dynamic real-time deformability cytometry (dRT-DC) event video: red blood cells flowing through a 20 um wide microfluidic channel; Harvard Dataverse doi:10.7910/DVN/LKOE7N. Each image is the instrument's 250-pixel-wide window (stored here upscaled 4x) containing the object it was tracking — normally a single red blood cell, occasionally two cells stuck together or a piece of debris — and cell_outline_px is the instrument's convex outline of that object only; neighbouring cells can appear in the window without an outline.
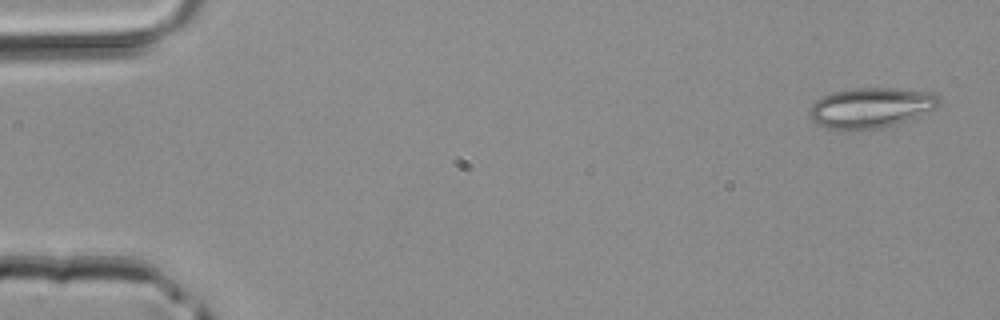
{"species": "common noctule bat (a hibernating species)", "species_latin": "Nyctalus noctula", "temperature_condition": "room temperature", "stored_images_in_passage": 4, "segment_of_instrument_passage": [2, 2], "camera_frame_rate_fps": 3000, "um_per_image_px": 0.085, "animal": {"sex": "male", "body_mass_g": 20.4}, "frame": {"image": 1, "passage_image": 4, "time_ms": 1.0, "image_size_px": [1000, 320], "cell_outline_px": [[940, 104], [936, 108], [896, 124], [880, 128], [860, 132], [828, 128], [816, 124], [812, 120], [808, 112], [812, 104], [816, 100], [832, 92], [852, 88], [896, 88], [936, 92], [940, 96]], "centroid_in_image_um": [74.02, 9.16], "position_along_channel_um": 11.0, "area_um2": 30.92}}